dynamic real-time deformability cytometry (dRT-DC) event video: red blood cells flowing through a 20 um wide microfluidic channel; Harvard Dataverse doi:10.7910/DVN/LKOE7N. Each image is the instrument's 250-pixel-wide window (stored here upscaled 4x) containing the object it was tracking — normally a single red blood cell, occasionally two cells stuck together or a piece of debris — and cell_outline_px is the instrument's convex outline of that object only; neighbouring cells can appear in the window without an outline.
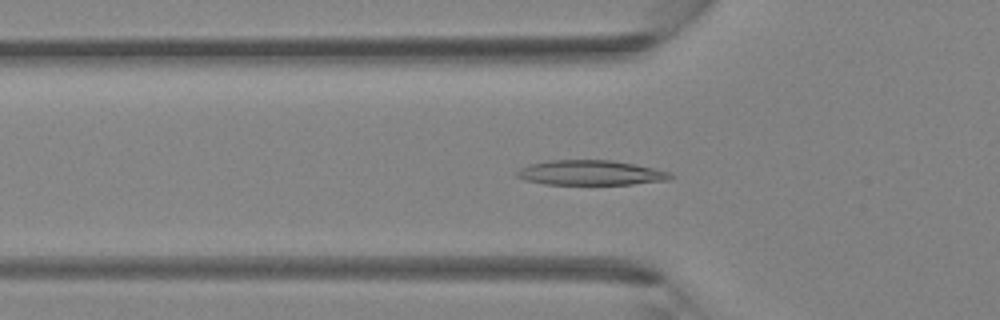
{"species": "Egyptian fruit bat (a non-hibernating species)", "species_latin": "Rousettus aegyptiacus", "temperature_condition": "room temperature", "stored_images_in_passage": 39, "camera_frame_rate_fps": 3000, "um_per_image_px": 0.085, "animal": {"sex": "female"}, "frame": {"image": 1, "passage_image": 12, "time_ms": 3.667, "image_size_px": [1000, 320], "cell_outline_px": [[676, 176], [672, 180], [632, 184], [544, 184], [524, 180], [516, 176], [516, 172], [520, 168], [528, 164], [548, 160], [612, 160], [636, 164], [656, 168], [672, 172]], "centroid_in_image_um": [50.27, 14.68], "position_along_channel_um": 75.5, "area_um2": 22.66}}
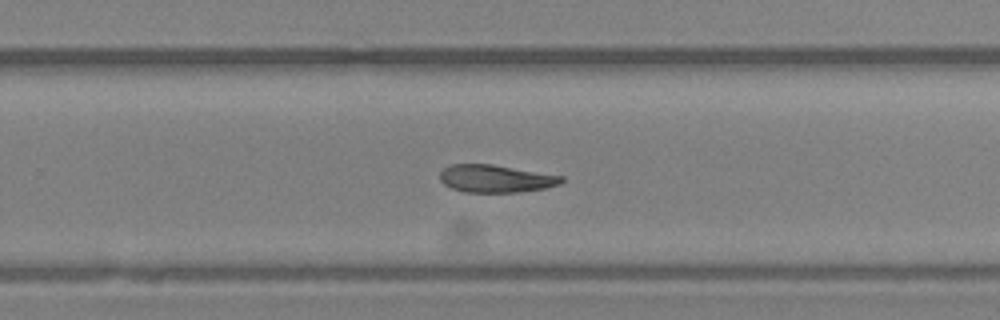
{"frame": {"image": 2, "passage_image": 25, "time_ms": 8.0, "image_size_px": [1000, 320], "cell_outline_px": [[564, 180], [560, 184], [544, 188], [520, 192], [464, 192], [452, 188], [444, 184], [440, 180], [440, 172], [444, 168], [452, 164], [492, 164], [564, 176]], "centroid_in_image_um": [42.14, 15.18], "position_along_channel_um": 287.7, "area_um2": 19.54}}
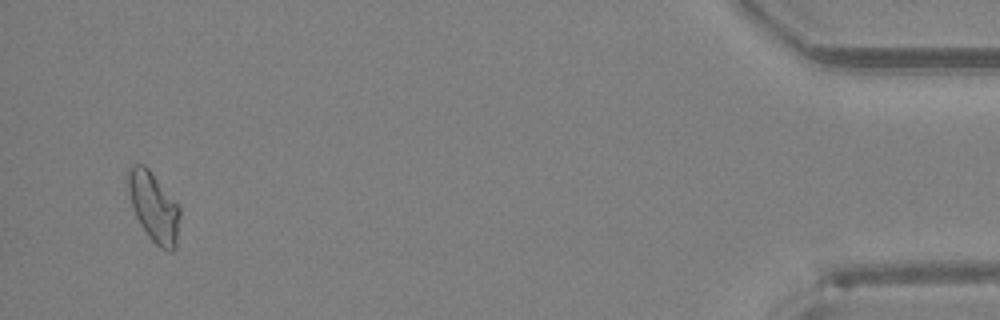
{"frame": {"image": 3, "passage_image": 38, "time_ms": 12.333, "image_size_px": [1000, 320], "cell_outline_px": [[180, 216], [176, 248], [172, 252], [168, 252], [160, 248], [148, 236], [140, 224], [132, 208], [124, 176], [128, 168], [132, 164], [144, 164], [148, 168], [180, 204]], "centroid_in_image_um": [13.06, 17.56], "position_along_channel_um": 422.1, "area_um2": 21.73}}